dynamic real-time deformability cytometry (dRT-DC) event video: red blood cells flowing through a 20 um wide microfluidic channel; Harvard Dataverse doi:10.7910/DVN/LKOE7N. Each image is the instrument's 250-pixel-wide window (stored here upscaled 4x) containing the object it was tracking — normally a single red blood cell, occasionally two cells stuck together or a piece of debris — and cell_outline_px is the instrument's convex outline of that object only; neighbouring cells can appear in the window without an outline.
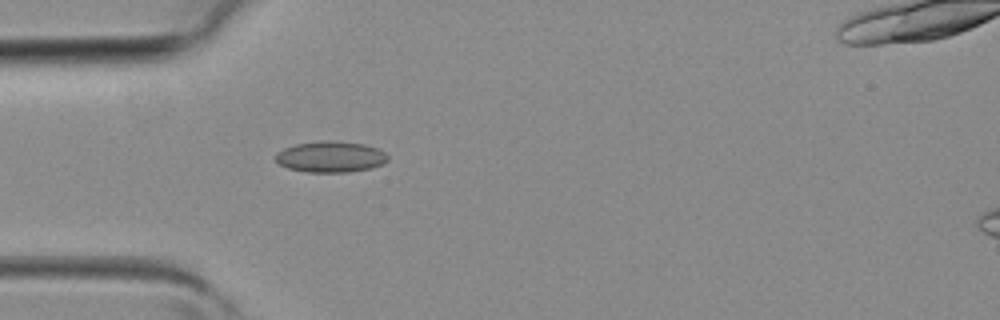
{"species": "common noctule bat (a hibernating species)", "species_latin": "Nyctalus noctula", "temperature_condition": "room temperature", "stored_images_in_passage": 3, "camera_frame_rate_fps": 3000, "um_per_image_px": 0.085, "animal": {"sex": "female", "body_mass_g": 19.3, "forearm_length_mm": 54.1}, "frame": {"image": 1, "passage_image": 2, "time_ms": 0.333, "image_size_px": [1000, 320], "cell_outline_px": [[388, 160], [384, 164], [372, 168], [348, 172], [308, 172], [288, 168], [280, 164], [276, 160], [276, 152], [284, 148], [296, 144], [328, 140], [364, 144], [376, 148], [384, 152], [388, 156]], "centroid_in_image_um": [28.12, 13.33], "position_along_channel_um": 56.9, "area_um2": 20.23}}